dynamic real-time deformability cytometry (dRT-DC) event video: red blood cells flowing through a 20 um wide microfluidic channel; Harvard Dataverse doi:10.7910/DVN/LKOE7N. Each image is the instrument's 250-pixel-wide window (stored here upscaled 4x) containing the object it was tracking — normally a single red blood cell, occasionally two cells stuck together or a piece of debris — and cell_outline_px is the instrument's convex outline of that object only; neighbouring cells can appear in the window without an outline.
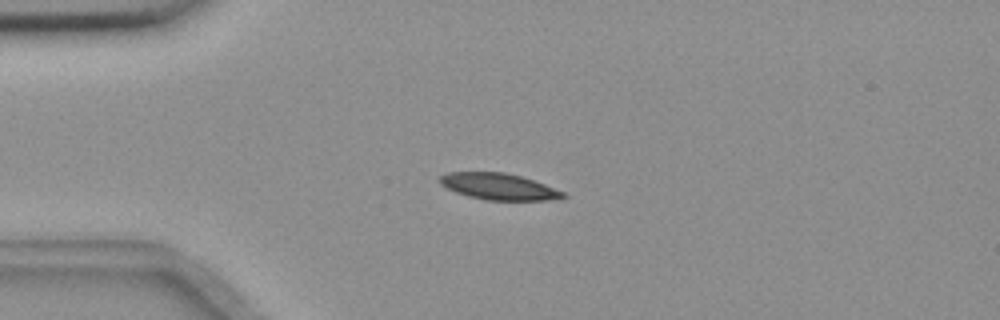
{"species": "common noctule bat (a hibernating species)", "species_latin": "Nyctalus noctula", "temperature_condition": "room temperature", "stored_images_in_passage": 3, "camera_frame_rate_fps": 3000, "um_per_image_px": 0.085, "animal": {"sex": "female", "body_mass_g": 18.4}, "frame": {"image": 1, "passage_image": 2, "time_ms": 0.333, "image_size_px": [1000, 320], "cell_outline_px": [[568, 196], [560, 200], [484, 200], [468, 196], [456, 192], [440, 184], [436, 180], [440, 176], [448, 172], [504, 172], [520, 176], [544, 184], [564, 192]], "centroid_in_image_um": [42.39, 15.86], "position_along_channel_um": 42.6, "area_um2": 19.07}}